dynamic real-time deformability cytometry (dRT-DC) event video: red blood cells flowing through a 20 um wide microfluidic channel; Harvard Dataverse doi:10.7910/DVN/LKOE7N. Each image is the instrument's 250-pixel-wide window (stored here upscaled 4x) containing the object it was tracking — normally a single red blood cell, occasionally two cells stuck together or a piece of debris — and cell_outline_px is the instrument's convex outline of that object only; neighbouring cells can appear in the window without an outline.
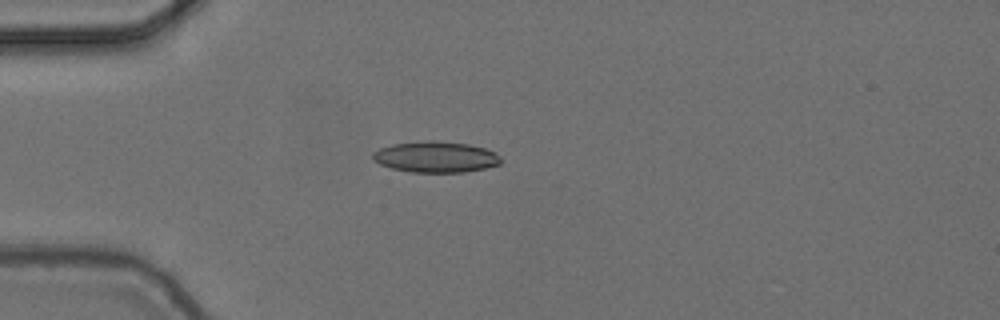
{"species": "common noctule bat (a hibernating species)", "species_latin": "Nyctalus noctula", "temperature_condition": "cold", "stored_images_in_passage": 1, "camera_frame_rate_fps": 3000, "um_per_image_px": 0.085, "animal": {"sex": "female", "body_mass_g": 24.6, "forearm_length_mm": 56.2}, "frame": {"image": 1, "passage_image": 1, "time_ms": 0.0, "image_size_px": [1000, 320], "cell_outline_px": [[500, 164], [484, 168], [464, 172], [412, 172], [392, 168], [380, 164], [372, 160], [372, 152], [380, 148], [392, 144], [424, 140], [432, 140], [468, 144], [484, 148], [496, 152], [500, 156]], "centroid_in_image_um": [37.01, 13.33], "position_along_channel_um": 48.0, "area_um2": 23.18}}